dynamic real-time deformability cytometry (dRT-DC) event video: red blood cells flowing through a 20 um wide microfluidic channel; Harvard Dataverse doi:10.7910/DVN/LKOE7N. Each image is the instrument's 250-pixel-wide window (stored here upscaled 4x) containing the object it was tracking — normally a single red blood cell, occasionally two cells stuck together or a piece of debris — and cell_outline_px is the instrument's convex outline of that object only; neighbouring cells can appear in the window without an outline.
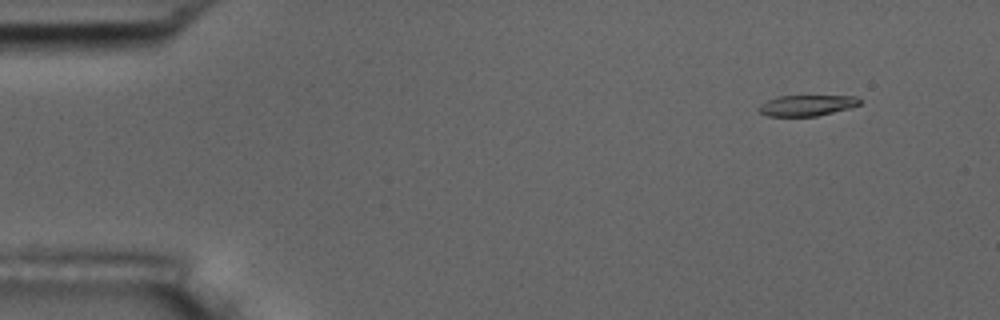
{"species": "common noctule bat (a hibernating species)", "species_latin": "Nyctalus noctula", "temperature_condition": "room temperature", "stored_images_in_passage": 5, "camera_frame_rate_fps": 3000, "um_per_image_px": 0.085, "animal": {"sex": "male", "body_mass_g": 17.5, "forearm_length_mm": 52.3}, "frame": {"image": 1, "passage_image": 2, "time_ms": 0.333, "image_size_px": [1000, 320], "cell_outline_px": [[860, 104], [852, 108], [816, 116], [768, 116], [760, 112], [756, 108], [760, 104], [768, 100], [780, 96], [856, 96], [860, 100]], "centroid_in_image_um": [68.58, 8.96], "position_along_channel_um": 16.4, "area_um2": 12.25}}
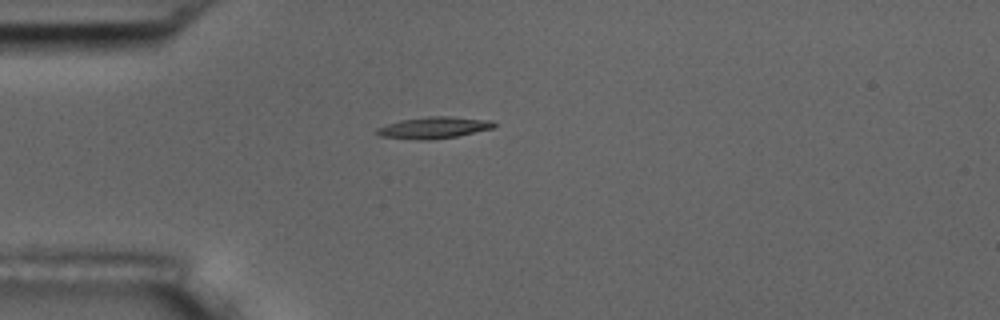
{"frame": {"image": 2, "passage_image": 5, "time_ms": 1.333, "image_size_px": [1000, 320], "cell_outline_px": [[496, 124], [492, 128], [456, 136], [428, 140], [420, 140], [380, 136], [376, 132], [376, 128], [400, 120], [428, 116], [448, 116], [492, 120]], "centroid_in_image_um": [36.86, 10.84], "position_along_channel_um": 48.1, "area_um2": 14.57}}